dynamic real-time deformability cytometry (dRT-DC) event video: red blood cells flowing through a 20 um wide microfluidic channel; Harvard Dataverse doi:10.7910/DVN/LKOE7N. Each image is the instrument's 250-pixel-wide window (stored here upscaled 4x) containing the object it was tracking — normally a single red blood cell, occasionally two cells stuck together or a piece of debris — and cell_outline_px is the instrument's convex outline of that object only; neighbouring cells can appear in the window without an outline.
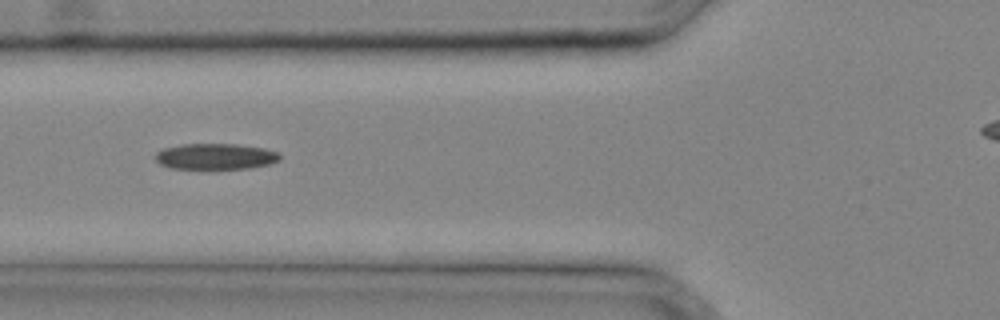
{"species": "common noctule bat (a hibernating species)", "species_latin": "Nyctalus noctula", "temperature_condition": "cold", "stored_images_in_passage": 27, "camera_frame_rate_fps": 3000, "um_per_image_px": 0.085, "animal": {"sex": "male", "body_mass_g": 20.4}, "frame": {"image": 1, "passage_image": 8, "time_ms": 2.333, "image_size_px": [1000, 320], "cell_outline_px": [[280, 160], [268, 164], [252, 168], [168, 168], [160, 164], [156, 160], [156, 152], [164, 148], [180, 144], [236, 144], [264, 148], [280, 152]], "centroid_in_image_um": [18.33, 13.29], "position_along_channel_um": 107.5, "area_um2": 18.79}}
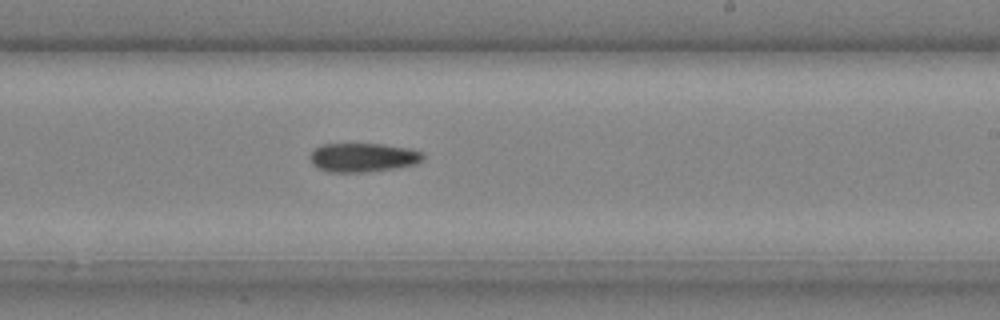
{"frame": {"image": 2, "passage_image": 16, "time_ms": 5.0, "image_size_px": [1000, 320], "cell_outline_px": [[424, 160], [416, 164], [400, 168], [368, 172], [328, 172], [316, 168], [312, 164], [308, 156], [320, 144], [384, 144], [412, 148], [424, 152]], "centroid_in_image_um": [30.9, 13.39], "position_along_channel_um": 258.1, "area_um2": 19.59}}